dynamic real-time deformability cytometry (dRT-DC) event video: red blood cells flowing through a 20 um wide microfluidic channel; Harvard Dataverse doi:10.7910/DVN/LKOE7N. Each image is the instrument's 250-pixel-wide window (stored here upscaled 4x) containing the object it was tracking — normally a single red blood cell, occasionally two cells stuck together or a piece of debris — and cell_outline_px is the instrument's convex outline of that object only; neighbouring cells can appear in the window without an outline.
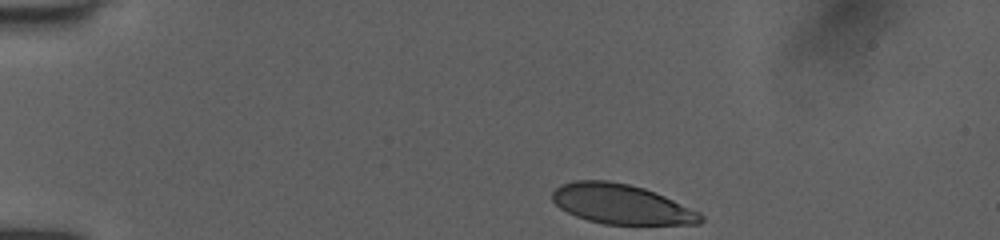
{"species": "human", "species_latin": "Homo sapiens", "temperature_condition": "room temperature", "stored_images_in_passage": 36, "camera_frame_rate_fps": 3000, "um_per_image_px": 0.085, "donor": {"sex": "female"}, "frame": {"image": 1, "passage_image": 1, "time_ms": 0.0, "image_size_px": [1000, 240], "cell_outline_px": [[704, 220], [700, 224], [604, 224], [588, 220], [576, 216], [560, 208], [552, 200], [552, 192], [556, 188], [572, 180], [608, 180], [628, 184], [644, 188], [656, 192], [700, 212], [704, 216]], "centroid_in_image_um": [52.83, 17.35], "position_along_channel_um": 32.2, "area_um2": 34.39}}
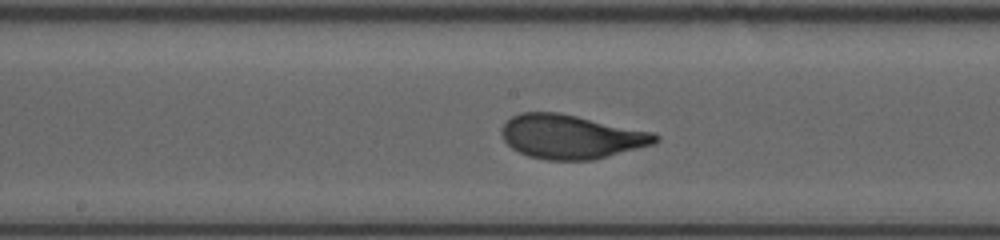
{"frame": {"image": 2, "passage_image": 19, "time_ms": 6.0, "image_size_px": [1000, 240], "cell_outline_px": [[660, 140], [656, 144], [592, 160], [548, 160], [528, 156], [512, 148], [504, 140], [500, 132], [504, 124], [512, 116], [520, 112], [560, 112], [652, 132], [660, 136]], "centroid_in_image_um": [48.55, 11.62], "position_along_channel_um": 199.6, "area_um2": 39.48}}
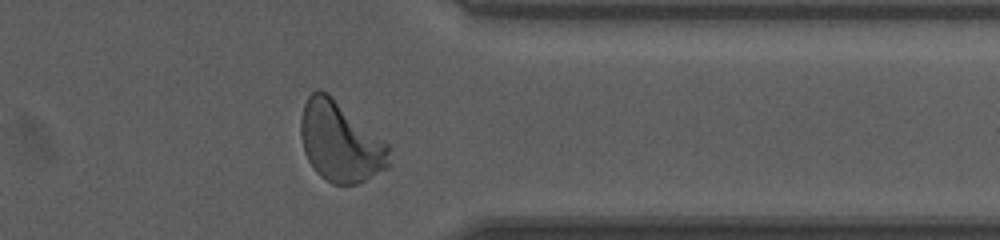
{"frame": {"image": 3, "passage_image": 33, "time_ms": 10.667, "image_size_px": [1000, 240], "cell_outline_px": [[388, 168], [356, 184], [332, 184], [320, 176], [312, 168], [304, 152], [300, 136], [300, 120], [304, 104], [308, 96], [312, 92], [320, 88], [328, 92], [388, 144]], "centroid_in_image_um": [28.88, 12.04], "position_along_channel_um": 382.5, "area_um2": 41.15}, "authors_computed_cell_mechanics": {"area_um2": 38.8994, "velocity_mm_per_s": 4.0268, "shape_relaxation_time_tau1_ms": 2.7998, "shape_relaxation_time_tau2_ms": null, "deformation_change_tau1": 0.1502, "deformation_change_tau2": null}}